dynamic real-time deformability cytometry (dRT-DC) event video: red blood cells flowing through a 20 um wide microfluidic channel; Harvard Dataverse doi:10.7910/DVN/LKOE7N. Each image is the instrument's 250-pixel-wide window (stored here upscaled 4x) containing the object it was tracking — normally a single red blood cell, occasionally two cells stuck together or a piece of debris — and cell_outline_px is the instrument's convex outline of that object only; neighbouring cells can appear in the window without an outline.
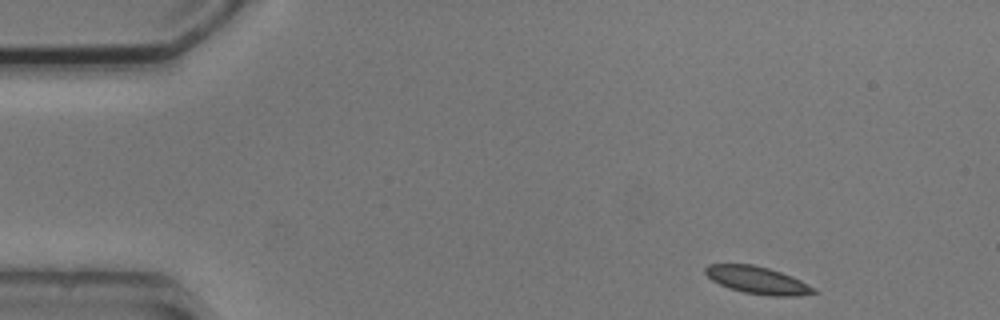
{"species": "common noctule bat (a hibernating species)", "species_latin": "Nyctalus noctula", "temperature_condition": "cold", "stored_images_in_passage": 3, "camera_frame_rate_fps": 3000, "um_per_image_px": 0.085, "animal": {"sex": "male", "body_mass_g": 20.5, "forearm_length_mm": 52.5}, "frame": {"image": 1, "passage_image": 1, "time_ms": 0.0, "image_size_px": [1000, 320], "cell_outline_px": [[820, 292], [796, 296], [768, 296], [744, 292], [728, 288], [712, 280], [704, 272], [704, 268], [708, 264], [752, 264], [768, 268], [792, 276], [816, 288]], "centroid_in_image_um": [64.4, 23.82], "position_along_channel_um": 20.6, "area_um2": 17.34}}